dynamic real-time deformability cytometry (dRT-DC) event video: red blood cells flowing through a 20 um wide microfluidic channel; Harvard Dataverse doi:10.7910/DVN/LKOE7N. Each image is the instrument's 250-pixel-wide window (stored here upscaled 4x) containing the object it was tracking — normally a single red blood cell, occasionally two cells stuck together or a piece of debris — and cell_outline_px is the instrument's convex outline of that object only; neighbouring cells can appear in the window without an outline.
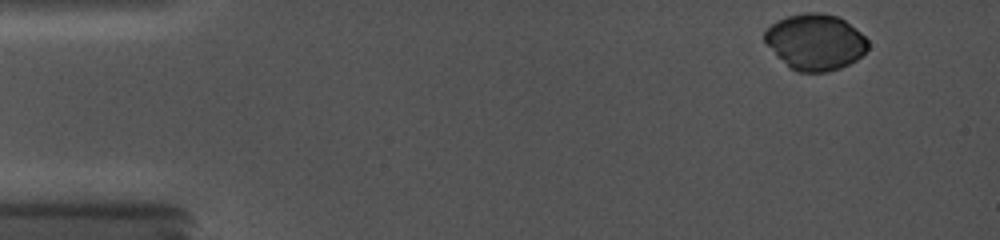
{"species": "common noctule bat (a hibernating species)", "species_latin": "Nyctalus noctula", "temperature_condition": "cold", "stored_images_in_passage": 2, "camera_frame_rate_fps": 5000, "um_per_image_px": 0.085, "animal": {"sex": "female", "body_mass_g": 19.0, "forearm_length_mm": 56.7}, "frame": {"image": 1, "passage_image": 2, "time_ms": 0.2, "image_size_px": [1000, 240], "cell_outline_px": [[868, 48], [860, 56], [848, 64], [840, 68], [824, 72], [800, 72], [792, 68], [764, 40], [764, 36], [780, 20], [792, 16], [832, 16], [848, 24], [864, 36], [868, 40]], "centroid_in_image_um": [69.37, 3.65], "position_along_channel_um": 15.6, "area_um2": 31.27}}